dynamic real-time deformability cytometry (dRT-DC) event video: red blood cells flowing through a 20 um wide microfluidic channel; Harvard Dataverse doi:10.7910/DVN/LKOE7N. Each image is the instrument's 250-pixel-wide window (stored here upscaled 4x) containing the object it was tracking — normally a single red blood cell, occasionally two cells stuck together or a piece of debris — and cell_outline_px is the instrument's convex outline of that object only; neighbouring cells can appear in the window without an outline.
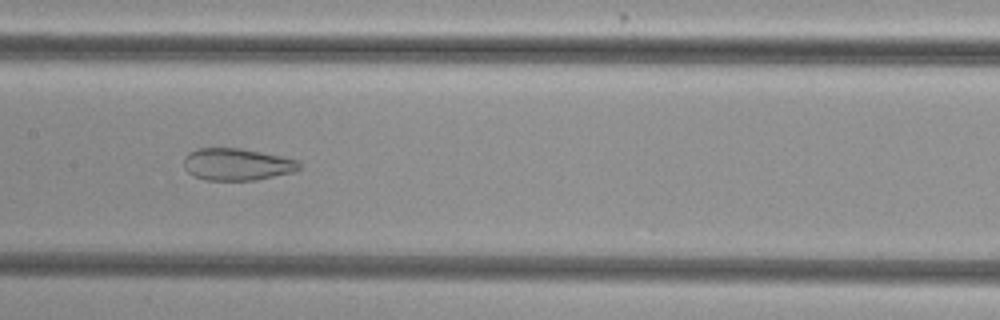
{"species": "common noctule bat (a hibernating species)", "species_latin": "Nyctalus noctula", "temperature_condition": "cold", "stored_images_in_passage": 54, "camera_frame_rate_fps": 3000, "um_per_image_px": 0.085, "animal": {"sex": "female", "body_mass_g": 29.2, "forearm_length_mm": 56.3}, "frame": {"image": 1, "passage_image": 27, "time_ms": 8.667, "image_size_px": [1000, 320], "cell_outline_px": [[300, 168], [296, 172], [256, 180], [204, 180], [192, 176], [184, 168], [184, 156], [188, 152], [200, 148], [240, 148], [300, 160]], "centroid_in_image_um": [20.14, 13.98], "position_along_channel_um": 187.3, "area_um2": 21.79}}
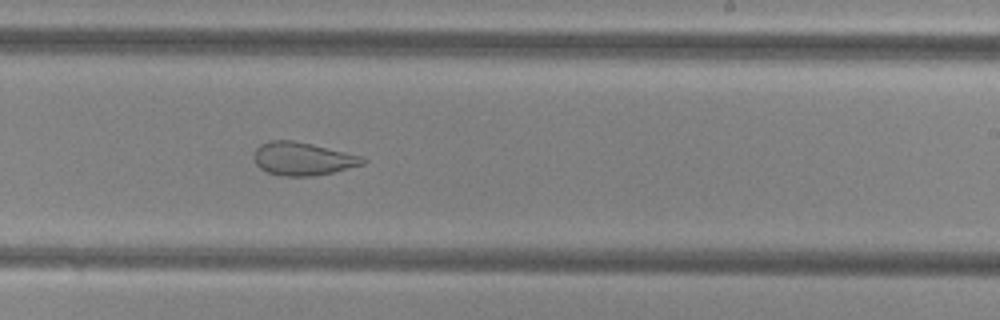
{"frame": {"image": 2, "passage_image": 33, "time_ms": 10.667, "image_size_px": [1000, 320], "cell_outline_px": [[368, 160], [364, 164], [332, 172], [312, 176], [284, 176], [268, 172], [260, 168], [256, 164], [256, 148], [260, 144], [268, 140], [292, 140], [312, 144], [364, 156]], "centroid_in_image_um": [25.77, 13.48], "position_along_channel_um": 263.2, "area_um2": 20.87}}
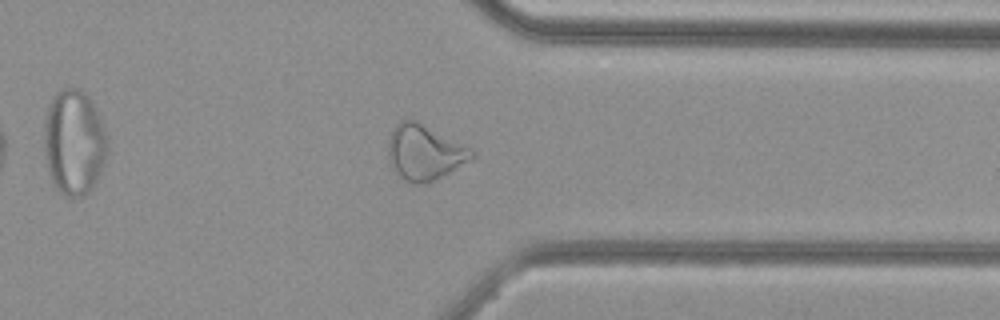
{"frame": {"image": 3, "passage_image": 42, "time_ms": 13.667, "image_size_px": [1000, 320], "cell_outline_px": [[476, 156], [448, 172], [424, 184], [416, 184], [404, 180], [392, 168], [388, 156], [388, 136], [396, 124], [400, 120], [408, 116], [472, 148], [476, 152]], "centroid_in_image_um": [36.05, 12.9], "position_along_channel_um": 375.4, "area_um2": 26.99}, "authors_computed_cell_mechanics": {"area_um2": 29.3335, "velocity_mm_per_s": 3.8111, "shape_relaxation_time_tau1_ms": null, "shape_relaxation_time_tau2_ms": 1.3663, "deformation_change_tau1": null, "deformation_change_tau2": 0.0894}}